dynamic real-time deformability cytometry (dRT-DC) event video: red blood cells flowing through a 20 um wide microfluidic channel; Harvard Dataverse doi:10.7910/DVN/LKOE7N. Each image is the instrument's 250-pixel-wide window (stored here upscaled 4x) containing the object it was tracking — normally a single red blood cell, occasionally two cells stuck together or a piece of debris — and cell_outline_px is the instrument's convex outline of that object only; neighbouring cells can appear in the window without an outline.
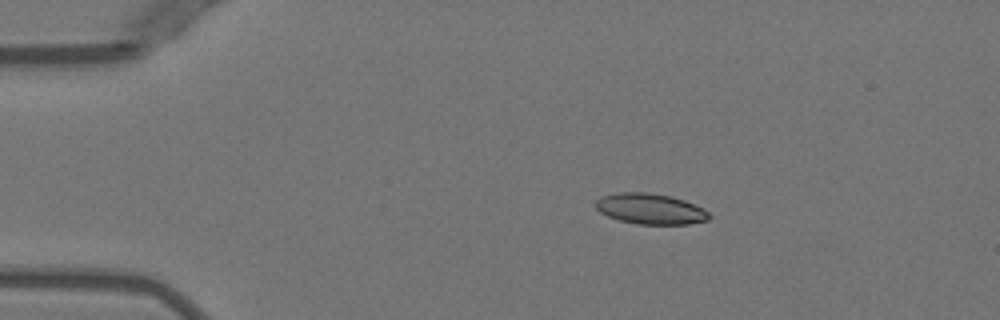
{"species": "Egyptian fruit bat (a non-hibernating species)", "species_latin": "Rousettus aegyptiacus", "temperature_condition": "warm", "stored_images_in_passage": 2, "camera_frame_rate_fps": 3000, "um_per_image_px": 0.085, "animal": {"sex": "female"}, "frame": {"image": 1, "passage_image": 1, "time_ms": 0.0, "image_size_px": [1000, 320], "cell_outline_px": [[712, 216], [708, 220], [688, 224], [636, 224], [620, 220], [608, 216], [600, 212], [596, 208], [596, 200], [604, 196], [620, 192], [644, 192], [668, 196], [684, 200], [708, 212]], "centroid_in_image_um": [55.27, 17.76], "position_along_channel_um": 29.7, "area_um2": 19.94}}